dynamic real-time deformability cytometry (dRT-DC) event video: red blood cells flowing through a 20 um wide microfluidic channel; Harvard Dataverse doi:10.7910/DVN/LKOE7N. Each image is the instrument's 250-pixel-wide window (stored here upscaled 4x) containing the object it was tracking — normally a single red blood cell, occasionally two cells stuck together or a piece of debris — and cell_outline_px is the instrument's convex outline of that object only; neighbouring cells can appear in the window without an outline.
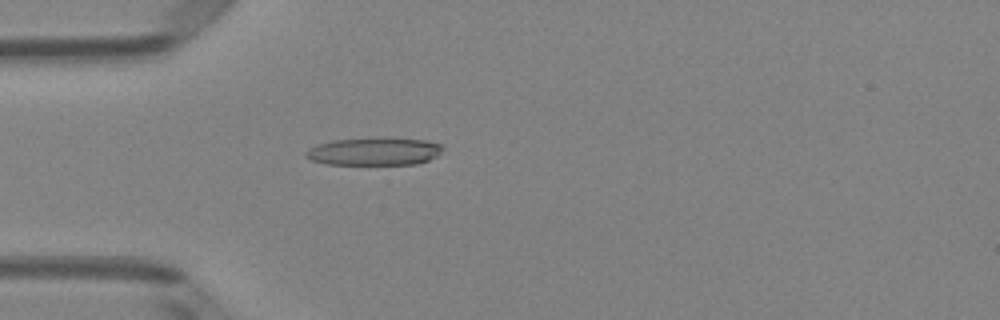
{"species": "Egyptian fruit bat (a non-hibernating species)", "species_latin": "Rousettus aegyptiacus", "temperature_condition": "room temperature", "stored_images_in_passage": 5, "camera_frame_rate_fps": 3000, "um_per_image_px": 0.085, "animal": {"sex": "female"}, "frame": {"image": 1, "passage_image": 5, "time_ms": 1.333, "image_size_px": [1000, 320], "cell_outline_px": [[444, 148], [436, 156], [428, 160], [416, 164], [328, 164], [312, 160], [304, 156], [304, 152], [308, 148], [332, 140], [424, 140], [444, 144]], "centroid_in_image_um": [31.8, 12.91], "position_along_channel_um": 53.2, "area_um2": 21.21}}